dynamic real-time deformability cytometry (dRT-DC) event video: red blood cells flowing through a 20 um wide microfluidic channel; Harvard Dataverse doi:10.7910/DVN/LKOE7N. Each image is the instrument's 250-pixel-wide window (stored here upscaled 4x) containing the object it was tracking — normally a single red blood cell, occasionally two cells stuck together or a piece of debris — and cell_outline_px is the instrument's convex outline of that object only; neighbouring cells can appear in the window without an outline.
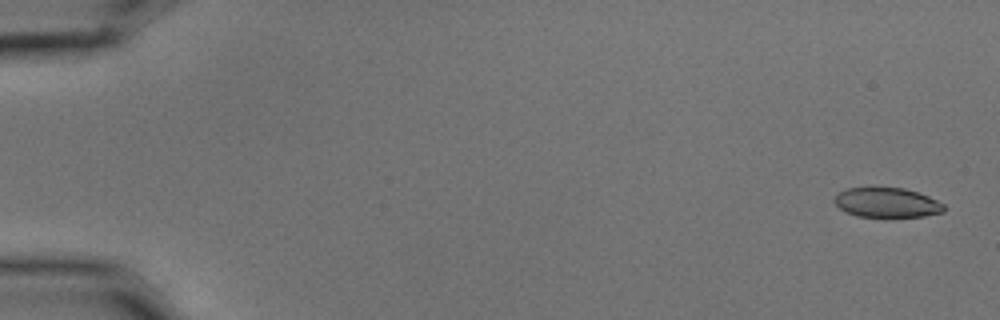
{"species": "common noctule bat (a hibernating species)", "species_latin": "Nyctalus noctula", "temperature_condition": "cold", "stored_images_in_passage": 57, "camera_frame_rate_fps": 3000, "um_per_image_px": 0.085, "animal": {"sex": "male", "body_mass_g": 15.6}, "frame": {"image": 1, "passage_image": 2, "time_ms": 0.333, "image_size_px": [1000, 320], "cell_outline_px": [[944, 212], [924, 216], [856, 216], [840, 208], [832, 200], [840, 192], [848, 188], [904, 188], [928, 196], [944, 204]], "centroid_in_image_um": [75.39, 17.22], "position_along_channel_um": 9.6, "area_um2": 18.55}}
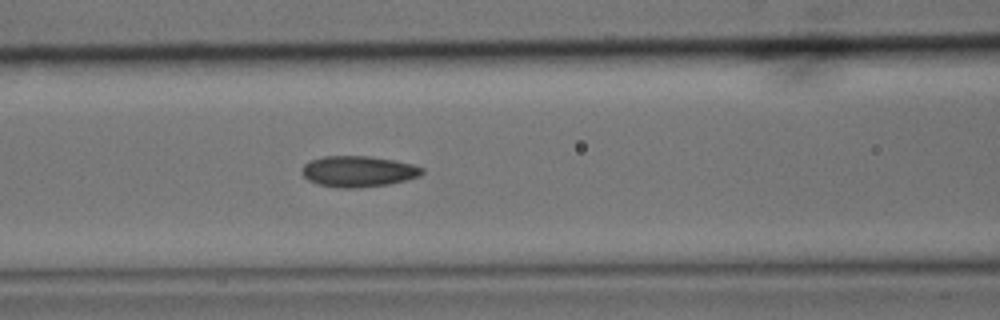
{"frame": {"image": 2, "passage_image": 25, "time_ms": 8.0, "image_size_px": [1000, 320], "cell_outline_px": [[424, 172], [420, 176], [388, 184], [360, 188], [340, 188], [320, 184], [308, 180], [300, 172], [300, 168], [308, 160], [324, 156], [368, 156], [396, 160], [412, 164], [424, 168]], "centroid_in_image_um": [30.43, 14.56], "position_along_channel_um": 136.2, "area_um2": 21.85}}
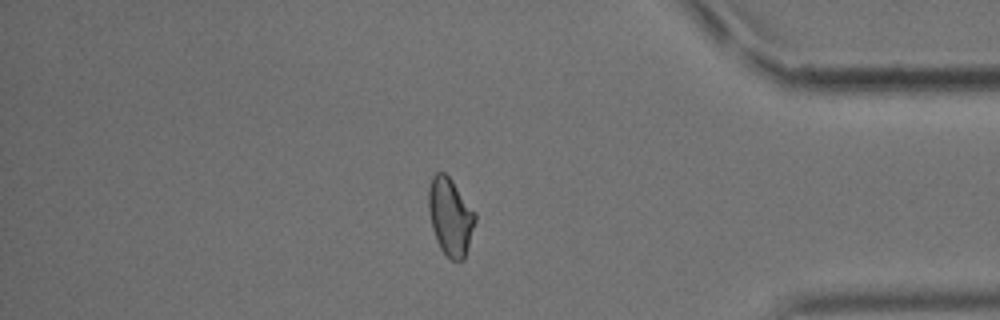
{"frame": {"image": 3, "passage_image": 49, "time_ms": 16.0, "image_size_px": [1000, 320], "cell_outline_px": [[476, 220], [464, 260], [452, 260], [440, 248], [436, 240], [432, 228], [428, 208], [428, 188], [432, 176], [436, 172], [444, 172], [452, 180], [476, 212]], "centroid_in_image_um": [38.27, 18.39], "position_along_channel_um": 396.9, "area_um2": 21.1}, "authors_computed_cell_mechanics": {"area_um2": 20.8658, "velocity_mm_per_s": 3.5716, "shape_relaxation_time_tau1_ms": 6.619, "shape_relaxation_time_tau2_ms": 2.6648, "deformation_change_tau1": 0.1394, "deformation_change_tau2": 0.0632}}